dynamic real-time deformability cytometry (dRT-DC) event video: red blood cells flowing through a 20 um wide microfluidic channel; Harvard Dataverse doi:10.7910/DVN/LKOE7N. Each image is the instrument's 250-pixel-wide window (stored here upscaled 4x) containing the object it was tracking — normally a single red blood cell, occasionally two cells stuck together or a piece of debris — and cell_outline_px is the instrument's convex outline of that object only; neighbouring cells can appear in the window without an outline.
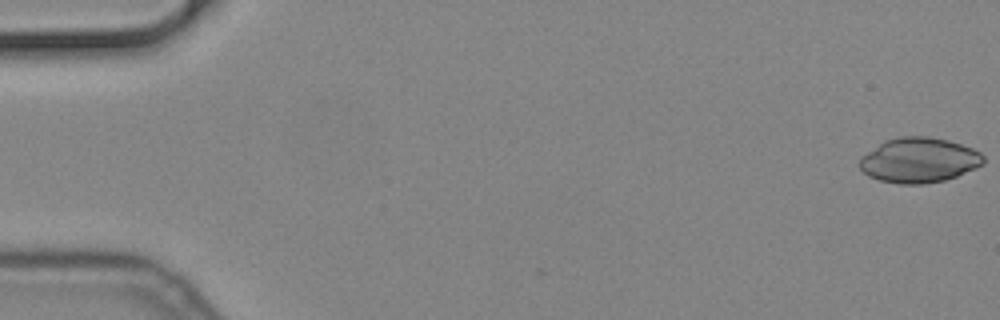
{"species": "common noctule bat (a hibernating species)", "species_latin": "Nyctalus noctula", "temperature_condition": "cold", "stored_images_in_passage": 10, "camera_frame_rate_fps": 3000, "um_per_image_px": 0.085, "animal": {"sex": "male", "body_mass_g": 19.2, "forearm_length_mm": 51.8}, "frame": {"image": 1, "passage_image": 1, "time_ms": 0.0, "image_size_px": [1000, 320], "cell_outline_px": [[984, 164], [976, 168], [956, 176], [944, 180], [924, 184], [900, 184], [880, 180], [868, 176], [860, 168], [860, 156], [884, 140], [900, 136], [928, 136], [948, 140], [972, 148], [980, 152], [984, 156]], "centroid_in_image_um": [78.11, 13.61], "position_along_channel_um": 6.9, "area_um2": 32.6}}